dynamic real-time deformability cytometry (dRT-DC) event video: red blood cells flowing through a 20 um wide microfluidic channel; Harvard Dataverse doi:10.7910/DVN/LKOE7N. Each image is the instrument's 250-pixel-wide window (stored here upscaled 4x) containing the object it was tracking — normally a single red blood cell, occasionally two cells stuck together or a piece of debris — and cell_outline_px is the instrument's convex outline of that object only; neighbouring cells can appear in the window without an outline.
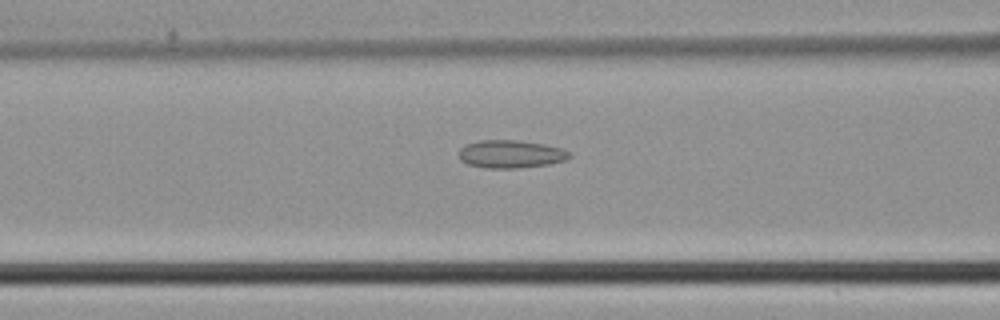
{"species": "common noctule bat (a hibernating species)", "species_latin": "Nyctalus noctula", "temperature_condition": "cold", "stored_images_in_passage": 30, "camera_frame_rate_fps": 3000, "um_per_image_px": 0.085, "animal": {"sex": "male", "body_mass_g": 21.5, "forearm_length_mm": 52.0}, "frame": {"image": 1, "passage_image": 11, "time_ms": 3.333, "image_size_px": [1000, 320], "cell_outline_px": [[572, 156], [568, 160], [548, 164], [516, 168], [484, 168], [468, 164], [460, 160], [460, 148], [464, 144], [480, 140], [520, 140], [544, 144], [560, 148], [568, 152]], "centroid_in_image_um": [43.4, 13.09], "position_along_channel_um": 123.2, "area_um2": 18.03}}
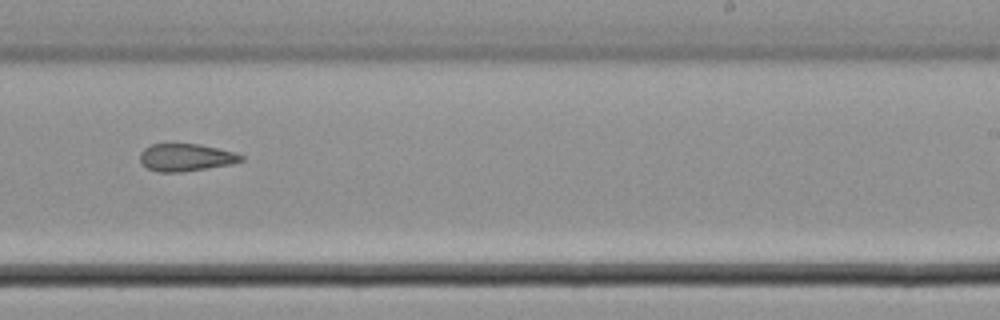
{"frame": {"image": 2, "passage_image": 21, "time_ms": 6.667, "image_size_px": [1000, 320], "cell_outline_px": [[244, 160], [228, 164], [180, 172], [156, 172], [148, 168], [140, 160], [140, 152], [144, 148], [152, 144], [172, 140], [200, 144], [236, 152], [244, 156]], "centroid_in_image_um": [15.75, 13.32], "position_along_channel_um": 273.2, "area_um2": 16.7}}
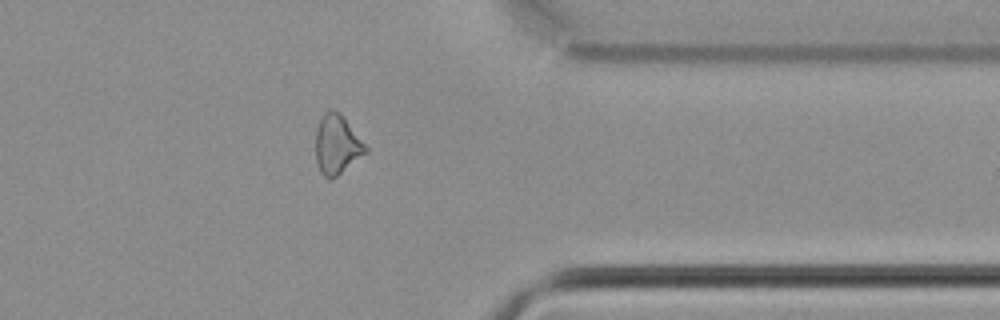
{"frame": {"image": 3, "passage_image": 29, "time_ms": 9.333, "image_size_px": [1000, 320], "cell_outline_px": [[368, 152], [332, 180], [328, 180], [320, 172], [316, 160], [316, 128], [324, 112], [328, 108], [332, 108], [340, 112], [344, 116], [368, 148]], "centroid_in_image_um": [28.64, 12.28], "position_along_channel_um": 382.8, "area_um2": 17.57}}